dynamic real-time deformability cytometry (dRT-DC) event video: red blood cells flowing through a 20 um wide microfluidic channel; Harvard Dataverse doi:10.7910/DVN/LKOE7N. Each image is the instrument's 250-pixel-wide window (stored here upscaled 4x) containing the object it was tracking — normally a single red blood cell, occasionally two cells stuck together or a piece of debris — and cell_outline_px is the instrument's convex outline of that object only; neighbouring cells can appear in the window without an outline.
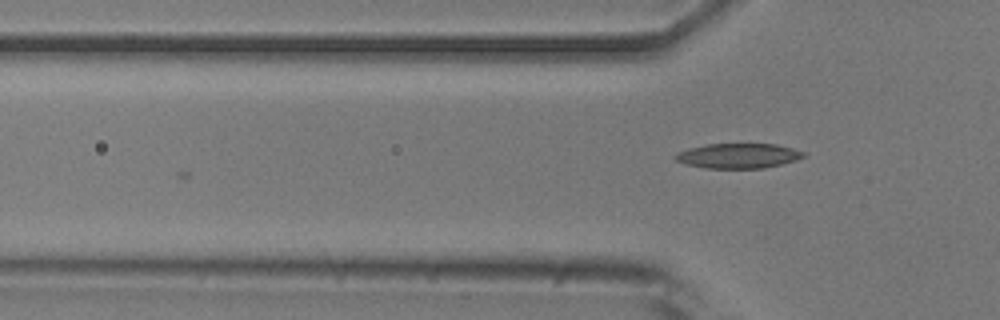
{"species": "common noctule bat (a hibernating species)", "species_latin": "Nyctalus noctula", "temperature_condition": "room temperature", "stored_images_in_passage": 2, "camera_frame_rate_fps": 3000, "um_per_image_px": 0.085, "animal": {"sex": "male", "body_mass_g": 20.5, "forearm_length_mm": 52.5}, "frame": {"image": 1, "passage_image": 2, "time_ms": 0.333, "image_size_px": [1000, 320], "cell_outline_px": [[808, 156], [796, 160], [764, 168], [704, 168], [684, 164], [676, 160], [672, 156], [676, 152], [688, 148], [704, 144], [776, 144], [792, 148], [804, 152]], "centroid_in_image_um": [62.71, 13.24], "position_along_channel_um": 63.1, "area_um2": 18.79}}